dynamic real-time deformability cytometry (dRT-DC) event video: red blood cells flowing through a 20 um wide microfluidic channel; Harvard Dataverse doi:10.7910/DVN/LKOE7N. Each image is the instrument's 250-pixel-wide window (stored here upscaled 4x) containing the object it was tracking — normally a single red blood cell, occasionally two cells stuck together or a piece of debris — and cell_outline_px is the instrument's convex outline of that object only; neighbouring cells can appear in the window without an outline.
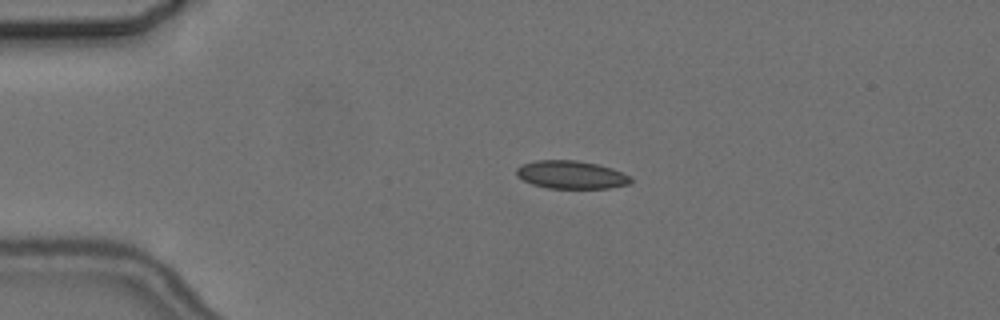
{"species": "common noctule bat (a hibernating species)", "species_latin": "Nyctalus noctula", "temperature_condition": "cold", "stored_images_in_passage": 2, "camera_frame_rate_fps": 3000, "um_per_image_px": 0.085, "animal": {"sex": "female", "body_mass_g": 24.6, "forearm_length_mm": 56.2}, "frame": {"image": 1, "passage_image": 1, "time_ms": 0.0, "image_size_px": [1000, 320], "cell_outline_px": [[632, 180], [628, 184], [608, 188], [548, 188], [532, 184], [516, 176], [516, 168], [524, 164], [536, 160], [576, 160], [596, 164], [612, 168], [632, 176]], "centroid_in_image_um": [48.55, 14.85], "position_along_channel_um": 36.4, "area_um2": 18.61}}